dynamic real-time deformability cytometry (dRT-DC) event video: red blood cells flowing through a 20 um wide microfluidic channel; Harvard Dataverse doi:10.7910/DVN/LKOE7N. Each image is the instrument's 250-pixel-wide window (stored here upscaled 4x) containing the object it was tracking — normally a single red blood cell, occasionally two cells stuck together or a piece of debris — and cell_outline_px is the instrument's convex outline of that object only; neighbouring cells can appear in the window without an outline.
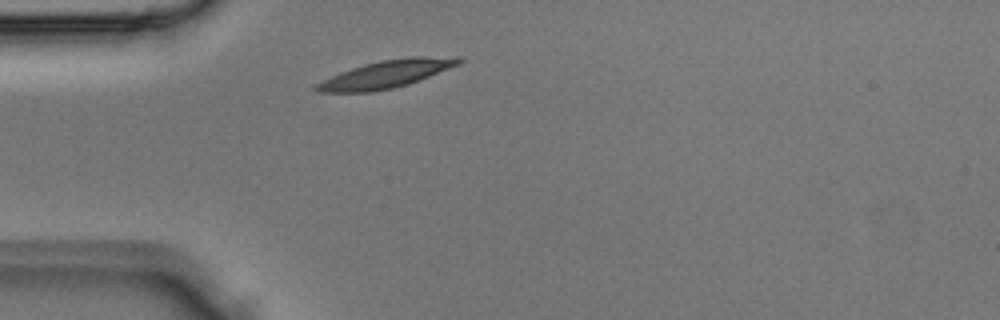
{"species": "Egyptian fruit bat (a non-hibernating species)", "species_latin": "Rousettus aegyptiacus", "temperature_condition": "room temperature", "stored_images_in_passage": 1, "camera_frame_rate_fps": 3000, "um_per_image_px": 0.085, "animal": {"sex": "male"}, "frame": {"image": 1, "passage_image": 1, "time_ms": 0.0, "image_size_px": [1000, 320], "cell_outline_px": [[464, 60], [460, 64], [408, 84], [392, 88], [372, 92], [316, 92], [312, 88], [316, 84], [340, 72], [364, 64], [380, 60], [412, 56], [460, 56]], "centroid_in_image_um": [32.87, 6.28], "position_along_channel_um": 52.1, "area_um2": 22.89}}